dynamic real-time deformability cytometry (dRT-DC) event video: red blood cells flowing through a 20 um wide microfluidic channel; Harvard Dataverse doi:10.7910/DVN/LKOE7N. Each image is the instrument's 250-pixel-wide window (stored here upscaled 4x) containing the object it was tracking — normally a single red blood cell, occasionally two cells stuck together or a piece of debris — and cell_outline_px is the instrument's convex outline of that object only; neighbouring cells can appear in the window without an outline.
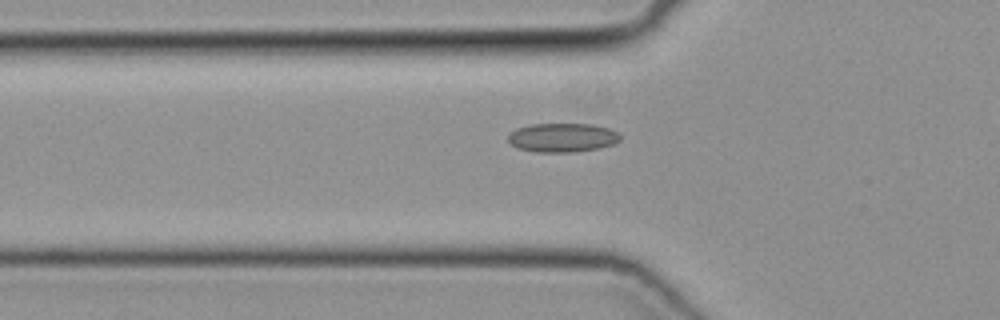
{"species": "common noctule bat (a hibernating species)", "species_latin": "Nyctalus noctula", "temperature_condition": "cold", "stored_images_in_passage": 30, "camera_frame_rate_fps": 3000, "um_per_image_px": 0.085, "animal": {"sex": "female", "body_mass_g": 19.3, "forearm_length_mm": 54.1}, "frame": {"image": 1, "passage_image": 4, "time_ms": 1.0, "image_size_px": [1000, 320], "cell_outline_px": [[620, 140], [612, 144], [596, 148], [572, 152], [536, 152], [520, 148], [512, 144], [508, 140], [508, 136], [516, 128], [532, 124], [592, 124], [608, 128], [616, 132], [620, 136]], "centroid_in_image_um": [47.79, 11.69], "position_along_channel_um": 78.0, "area_um2": 18.61}}
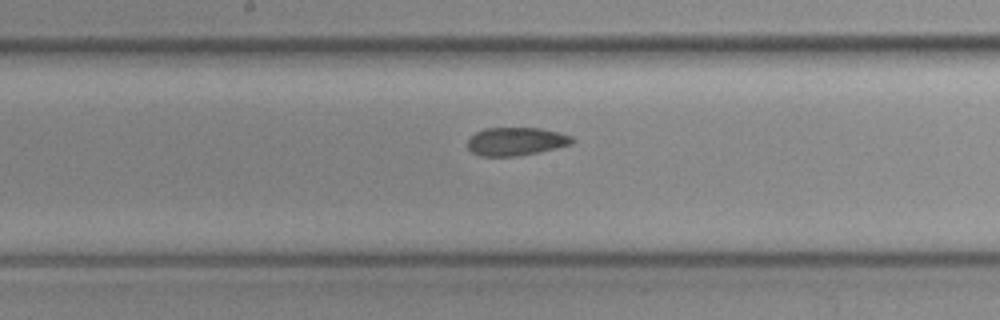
{"frame": {"image": 2, "passage_image": 13, "time_ms": 4.0, "image_size_px": [1000, 320], "cell_outline_px": [[576, 140], [572, 144], [556, 148], [536, 152], [512, 156], [480, 156], [472, 152], [468, 148], [468, 140], [476, 132], [484, 128], [540, 128], [560, 132], [572, 136]], "centroid_in_image_um": [43.88, 12.01], "position_along_channel_um": 204.3, "area_um2": 17.11}}
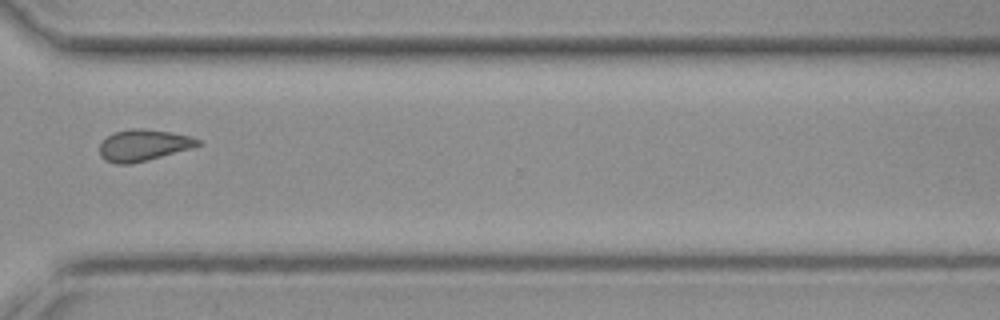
{"frame": {"image": 3, "passage_image": 24, "time_ms": 7.667, "image_size_px": [1000, 320], "cell_outline_px": [[200, 144], [192, 148], [148, 160], [128, 164], [116, 164], [104, 160], [100, 156], [100, 144], [112, 132], [132, 128], [140, 128], [168, 132], [192, 136], [200, 140]], "centroid_in_image_um": [12.17, 12.34], "position_along_channel_um": 358.4, "area_um2": 17.98}}